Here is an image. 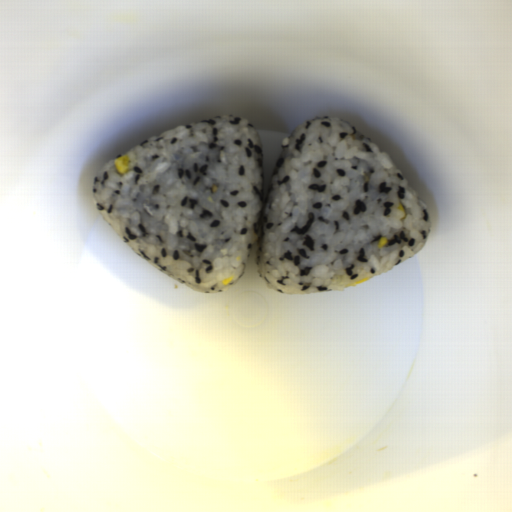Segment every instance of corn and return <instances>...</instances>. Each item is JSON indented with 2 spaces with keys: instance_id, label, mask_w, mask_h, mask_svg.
<instances>
[{
  "instance_id": "corn-3",
  "label": "corn",
  "mask_w": 512,
  "mask_h": 512,
  "mask_svg": "<svg viewBox=\"0 0 512 512\" xmlns=\"http://www.w3.org/2000/svg\"><path fill=\"white\" fill-rule=\"evenodd\" d=\"M397 211H402V212H403V215H402V217H400V219H401V220H402V219H405L406 214H407V211H406L405 207L403 206V204H402V203H400V202L398 203Z\"/></svg>"
},
{
  "instance_id": "corn-5",
  "label": "corn",
  "mask_w": 512,
  "mask_h": 512,
  "mask_svg": "<svg viewBox=\"0 0 512 512\" xmlns=\"http://www.w3.org/2000/svg\"><path fill=\"white\" fill-rule=\"evenodd\" d=\"M369 279H370V277H369V276H368V277H363V278H362V279H360L359 281H357V282H353V285H360V284H362V283L367 282Z\"/></svg>"
},
{
  "instance_id": "corn-4",
  "label": "corn",
  "mask_w": 512,
  "mask_h": 512,
  "mask_svg": "<svg viewBox=\"0 0 512 512\" xmlns=\"http://www.w3.org/2000/svg\"><path fill=\"white\" fill-rule=\"evenodd\" d=\"M233 279H234V275H231L230 277L223 278L221 282H222L223 285L226 286L229 283H231Z\"/></svg>"
},
{
  "instance_id": "corn-1",
  "label": "corn",
  "mask_w": 512,
  "mask_h": 512,
  "mask_svg": "<svg viewBox=\"0 0 512 512\" xmlns=\"http://www.w3.org/2000/svg\"><path fill=\"white\" fill-rule=\"evenodd\" d=\"M114 166L118 173L126 175L130 170V160L127 155L114 159Z\"/></svg>"
},
{
  "instance_id": "corn-2",
  "label": "corn",
  "mask_w": 512,
  "mask_h": 512,
  "mask_svg": "<svg viewBox=\"0 0 512 512\" xmlns=\"http://www.w3.org/2000/svg\"><path fill=\"white\" fill-rule=\"evenodd\" d=\"M388 243V238L386 236H382L379 240H378V248L379 249H382L386 244Z\"/></svg>"
}]
</instances>
